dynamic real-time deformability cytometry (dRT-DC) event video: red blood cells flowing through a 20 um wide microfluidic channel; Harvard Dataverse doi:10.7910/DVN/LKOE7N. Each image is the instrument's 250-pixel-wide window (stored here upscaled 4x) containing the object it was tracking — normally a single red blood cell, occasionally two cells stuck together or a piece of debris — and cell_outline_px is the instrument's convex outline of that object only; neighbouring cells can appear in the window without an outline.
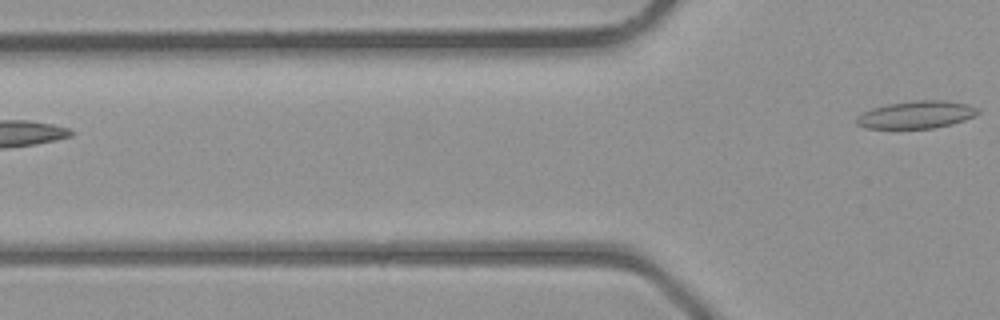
{"species": "common noctule bat (a hibernating species)", "species_latin": "Nyctalus noctula", "temperature_condition": "room temperature", "stored_images_in_passage": 3, "camera_frame_rate_fps": 3000, "um_per_image_px": 0.085, "animal": {"sex": "male", "body_mass_g": 23.1, "forearm_length_mm": 52.7}, "frame": {"image": 1, "passage_image": 3, "time_ms": 2.333, "image_size_px": [1000, 320], "cell_outline_px": [[980, 112], [976, 116], [952, 124], [932, 128], [864, 128], [856, 124], [856, 116], [872, 108], [888, 104], [916, 100], [944, 100], [968, 104], [980, 108]], "centroid_in_image_um": [77.92, 9.74], "position_along_channel_um": 47.9, "area_um2": 19.54}}